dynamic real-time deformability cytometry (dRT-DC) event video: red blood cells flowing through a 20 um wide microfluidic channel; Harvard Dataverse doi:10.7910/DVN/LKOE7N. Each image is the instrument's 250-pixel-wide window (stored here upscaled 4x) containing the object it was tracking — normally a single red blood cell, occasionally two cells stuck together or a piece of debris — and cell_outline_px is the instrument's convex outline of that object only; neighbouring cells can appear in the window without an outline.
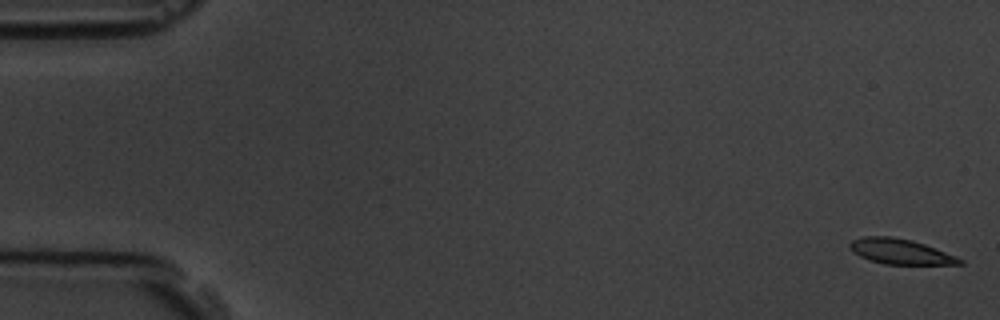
{"species": "common noctule bat (a hibernating species)", "species_latin": "Nyctalus noctula", "temperature_condition": "room temperature", "stored_images_in_passage": 10, "camera_frame_rate_fps": 3000, "um_per_image_px": 0.085, "animal": {"sex": "male", "body_mass_g": 19.5, "forearm_length_mm": 54.6}, "frame": {"image": 1, "passage_image": 1, "time_ms": 0.0, "image_size_px": [1000, 320], "cell_outline_px": [[964, 264], [884, 264], [860, 256], [852, 252], [848, 248], [848, 244], [852, 240], [864, 236], [892, 236], [912, 240], [924, 244], [956, 256], [964, 260]], "centroid_in_image_um": [76.5, 21.37], "position_along_channel_um": 8.5, "area_um2": 16.13}}
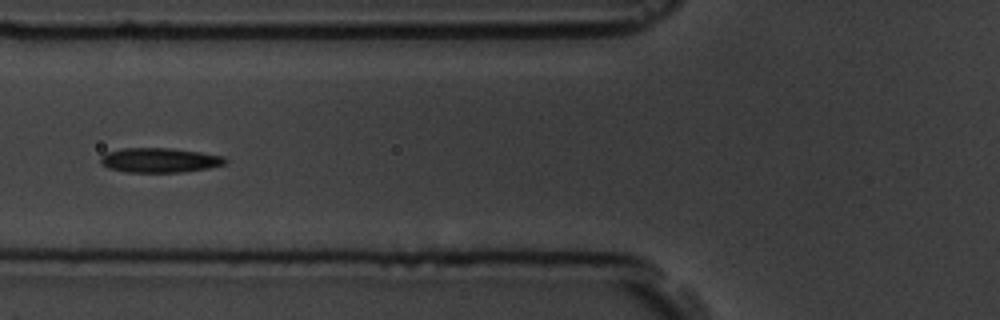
{"frame": {"image": 2, "passage_image": 7, "time_ms": 7.0, "image_size_px": [1000, 320], "cell_outline_px": [[228, 160], [224, 164], [208, 168], [180, 172], [124, 172], [108, 168], [100, 164], [100, 156], [104, 152], [124, 148], [168, 148], [200, 152], [224, 156]], "centroid_in_image_um": [13.51, 13.61], "position_along_channel_um": 112.3, "area_um2": 17.98}}
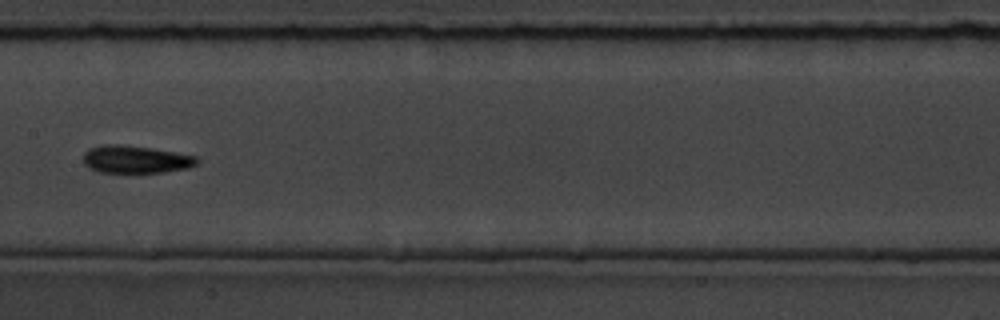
{"frame": {"image": 3, "passage_image": 9, "time_ms": 9.333, "image_size_px": [1000, 320], "cell_outline_px": [[200, 160], [196, 164], [188, 168], [164, 172], [100, 172], [88, 168], [84, 164], [84, 152], [88, 148], [104, 144], [120, 144], [152, 148], [196, 156]], "centroid_in_image_um": [11.51, 13.54], "position_along_channel_um": 195.9, "area_um2": 18.32}}